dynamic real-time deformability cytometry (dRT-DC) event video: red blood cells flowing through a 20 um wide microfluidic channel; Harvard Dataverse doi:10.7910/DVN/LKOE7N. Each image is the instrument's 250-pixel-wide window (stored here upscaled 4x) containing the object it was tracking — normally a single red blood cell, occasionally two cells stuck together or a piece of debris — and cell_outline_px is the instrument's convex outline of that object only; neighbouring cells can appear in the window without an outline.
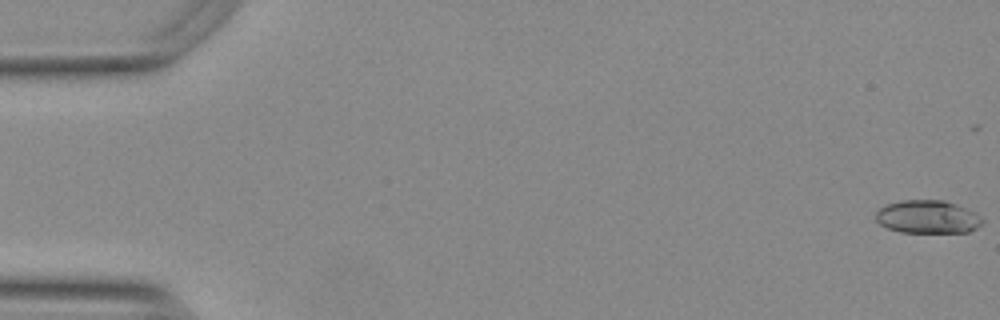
{"species": "Egyptian fruit bat (a non-hibernating species)", "species_latin": "Rousettus aegyptiacus", "temperature_condition": "warm", "stored_images_in_passage": 55, "camera_frame_rate_fps": 3000, "um_per_image_px": 0.085, "animal": {"sex": "female"}, "frame": {"image": 1, "passage_image": 1, "time_ms": 0.0, "image_size_px": [1000, 320], "cell_outline_px": [[984, 220], [976, 228], [968, 232], [900, 232], [888, 228], [880, 224], [876, 220], [876, 212], [880, 208], [888, 204], [900, 200], [944, 200], [956, 204], [980, 216]], "centroid_in_image_um": [78.82, 18.43], "position_along_channel_um": 6.2, "area_um2": 20.35}}
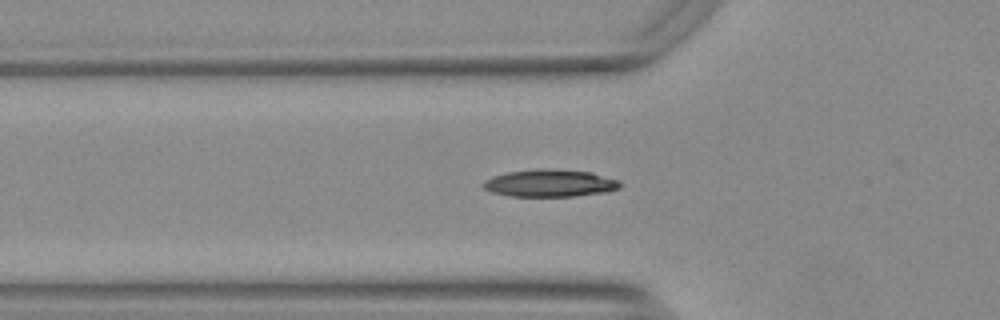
{"frame": {"image": 2, "passage_image": 19, "time_ms": 6.0, "image_size_px": [1000, 320], "cell_outline_px": [[620, 188], [604, 192], [576, 196], [512, 196], [492, 192], [484, 188], [480, 184], [484, 180], [508, 172], [536, 168], [540, 168], [592, 172], [620, 180]], "centroid_in_image_um": [46.75, 15.56], "position_along_channel_um": 79.1, "area_um2": 21.73}}
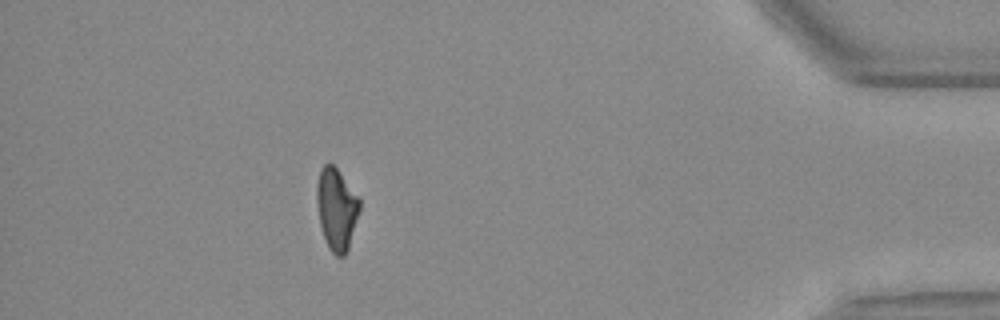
{"frame": {"image": 3, "passage_image": 49, "time_ms": 16.0, "image_size_px": [1000, 320], "cell_outline_px": [[360, 208], [348, 248], [344, 256], [336, 256], [328, 248], [320, 224], [316, 200], [316, 184], [320, 168], [328, 160], [336, 168], [360, 200]], "centroid_in_image_um": [28.57, 17.74], "position_along_channel_um": 406.6, "area_um2": 20.23}, "authors_computed_cell_mechanics": {"area_um2": 20.5768, "velocity_mm_per_s": 3.7895, "shape_relaxation_time_tau1_ms": 6.0844, "shape_relaxation_time_tau2_ms": 1.9475, "deformation_change_tau1": 0.1917, "deformation_change_tau2": 0.0868}}